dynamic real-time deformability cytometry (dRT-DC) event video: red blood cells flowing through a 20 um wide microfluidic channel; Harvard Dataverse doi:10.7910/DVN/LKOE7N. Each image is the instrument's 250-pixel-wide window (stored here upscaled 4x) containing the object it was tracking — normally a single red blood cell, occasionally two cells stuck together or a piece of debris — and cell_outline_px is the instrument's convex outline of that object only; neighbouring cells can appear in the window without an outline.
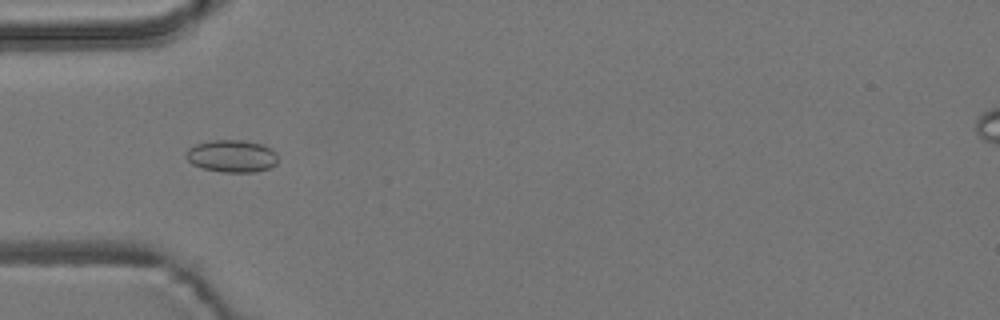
{"species": "common noctule bat (a hibernating species)", "species_latin": "Nyctalus noctula", "temperature_condition": "room temperature", "stored_images_in_passage": 55, "camera_frame_rate_fps": 3000, "um_per_image_px": 0.085, "animal": {"sex": "male", "body_mass_g": 19.2, "forearm_length_mm": 51.8}, "frame": {"image": 1, "passage_image": 17, "time_ms": 5.333, "image_size_px": [1000, 320], "cell_outline_px": [[276, 164], [268, 168], [256, 172], [224, 172], [204, 168], [192, 164], [184, 156], [184, 152], [188, 148], [196, 144], [212, 140], [244, 140], [264, 144], [272, 148], [276, 152]], "centroid_in_image_um": [19.7, 13.25], "position_along_channel_um": 65.3, "area_um2": 17.46}}
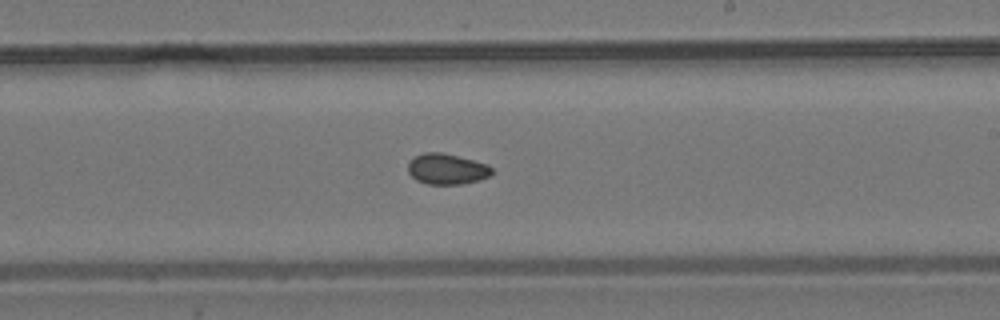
{"frame": {"image": 2, "passage_image": 32, "time_ms": 10.333, "image_size_px": [1000, 320], "cell_outline_px": [[492, 172], [488, 176], [480, 180], [464, 184], [428, 184], [416, 180], [408, 172], [408, 164], [416, 156], [424, 152], [440, 152], [488, 164], [492, 168]], "centroid_in_image_um": [37.98, 14.38], "position_along_channel_um": 251.0, "area_um2": 14.85}}
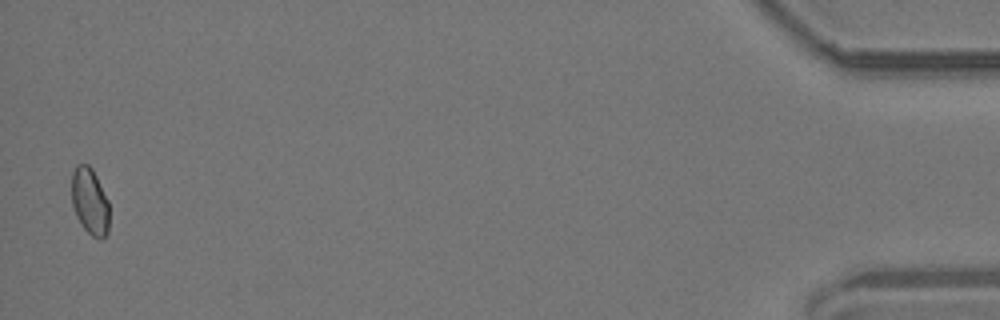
{"frame": {"image": 3, "passage_image": 54, "time_ms": 17.667, "image_size_px": [1000, 320], "cell_outline_px": [[108, 232], [100, 240], [92, 236], [84, 228], [76, 216], [72, 204], [72, 172], [76, 164], [88, 164], [92, 168], [108, 200]], "centroid_in_image_um": [7.63, 17.1], "position_along_channel_um": 427.6, "area_um2": 14.57}, "authors_computed_cell_mechanics": {"area_um2": 14.9702, "velocity_mm_per_s": 3.7181, "shape_relaxation_time_tau1_ms": null, "shape_relaxation_time_tau2_ms": 4.1018, "deformation_change_tau1": null, "deformation_change_tau2": 0.0603}}